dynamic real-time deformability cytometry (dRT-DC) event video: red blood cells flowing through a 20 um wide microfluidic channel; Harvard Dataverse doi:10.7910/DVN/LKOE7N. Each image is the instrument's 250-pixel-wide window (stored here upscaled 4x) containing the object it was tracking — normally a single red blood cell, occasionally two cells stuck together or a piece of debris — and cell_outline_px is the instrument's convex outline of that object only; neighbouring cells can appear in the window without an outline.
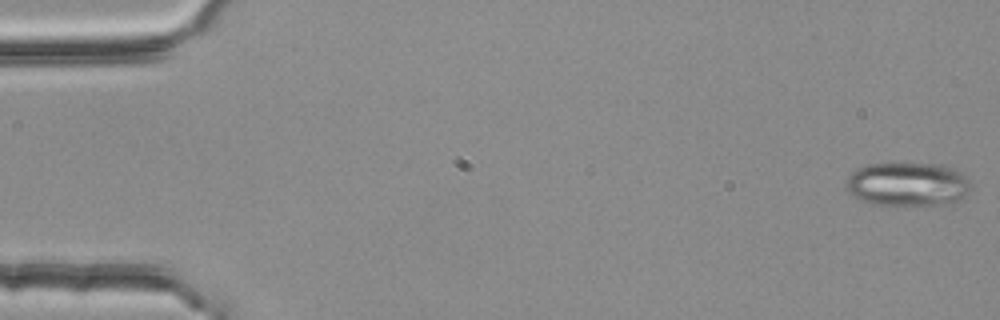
{"species": "common noctule bat (a hibernating species)", "species_latin": "Nyctalus noctula", "temperature_condition": "room temperature", "stored_images_in_passage": 3, "camera_frame_rate_fps": 3000, "um_per_image_px": 0.085, "animal": {"sex": "female", "body_mass_g": 25.1}, "frame": {"image": 1, "passage_image": 1, "time_ms": 0.0, "image_size_px": [1000, 320], "cell_outline_px": [[972, 188], [960, 200], [952, 204], [872, 204], [860, 200], [852, 196], [844, 188], [844, 184], [848, 176], [856, 168], [868, 164], [944, 164], [960, 172], [968, 180]], "centroid_in_image_um": [77.12, 15.66], "position_along_channel_um": 7.9, "area_um2": 31.96}}